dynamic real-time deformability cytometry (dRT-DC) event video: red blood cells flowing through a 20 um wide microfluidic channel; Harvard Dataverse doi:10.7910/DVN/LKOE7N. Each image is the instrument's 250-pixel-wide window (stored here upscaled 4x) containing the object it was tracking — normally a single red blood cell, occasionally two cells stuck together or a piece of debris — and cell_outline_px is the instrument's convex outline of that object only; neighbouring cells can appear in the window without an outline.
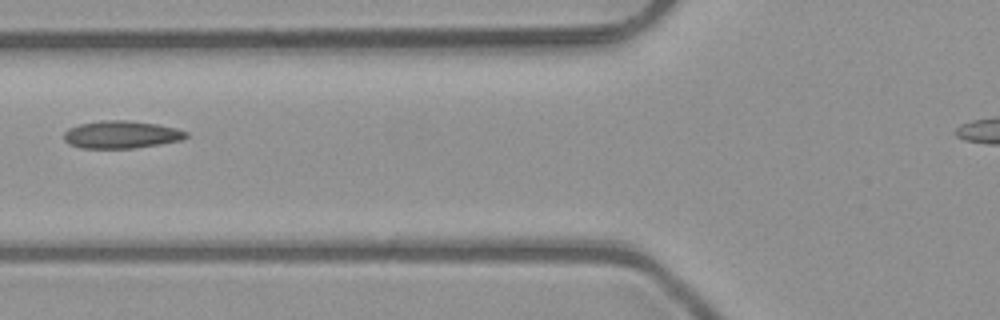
{"species": "common noctule bat (a hibernating species)", "species_latin": "Nyctalus noctula", "temperature_condition": "room temperature", "stored_images_in_passage": 4, "camera_frame_rate_fps": 3000, "um_per_image_px": 0.085, "animal": {"sex": "male", "body_mass_g": 23.1, "forearm_length_mm": 52.7}, "frame": {"image": 1, "passage_image": 3, "time_ms": 0.667, "image_size_px": [1000, 320], "cell_outline_px": [[188, 136], [180, 140], [160, 144], [132, 148], [80, 148], [68, 144], [64, 140], [64, 132], [68, 128], [80, 124], [100, 120], [128, 120], [156, 124], [176, 128], [188, 132]], "centroid_in_image_um": [10.28, 11.44], "position_along_channel_um": 115.5, "area_um2": 19.65}}
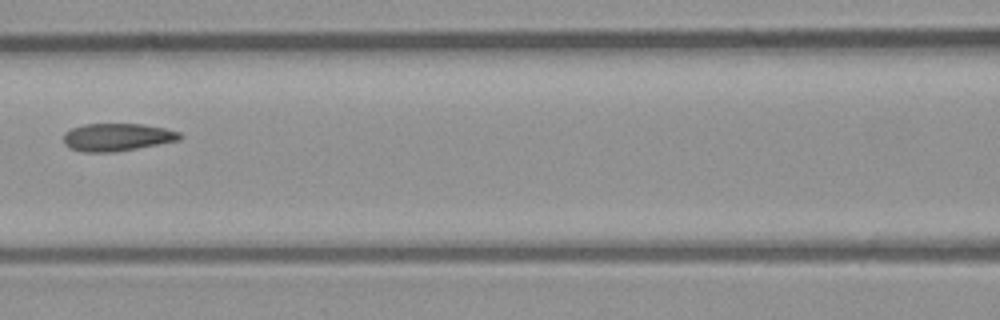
{"frame": {"image": 2, "passage_image": 4, "time_ms": 1.0, "image_size_px": [1000, 320], "cell_outline_px": [[180, 140], [116, 152], [84, 152], [72, 148], [64, 144], [64, 132], [72, 128], [84, 124], [144, 124], [164, 128], [180, 132]], "centroid_in_image_um": [9.94, 11.65], "position_along_channel_um": 156.7, "area_um2": 18.67}}